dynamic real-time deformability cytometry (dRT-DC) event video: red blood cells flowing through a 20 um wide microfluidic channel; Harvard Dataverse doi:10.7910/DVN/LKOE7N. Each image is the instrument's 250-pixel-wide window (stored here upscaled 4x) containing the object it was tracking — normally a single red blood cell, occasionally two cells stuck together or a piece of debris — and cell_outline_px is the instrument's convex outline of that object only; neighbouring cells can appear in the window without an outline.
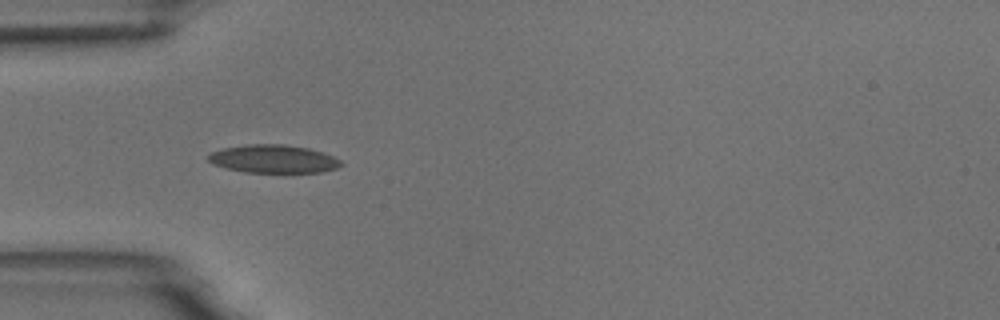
{"species": "common noctule bat (a hibernating species)", "species_latin": "Nyctalus noctula", "temperature_condition": "room temperature", "stored_images_in_passage": 11, "camera_frame_rate_fps": 3000, "um_per_image_px": 0.085, "animal": {"sex": "male", "body_mass_g": 18.8}, "frame": {"image": 1, "passage_image": 1, "time_ms": 0.0, "image_size_px": [1000, 320], "cell_outline_px": [[344, 164], [336, 168], [320, 172], [244, 172], [212, 164], [208, 160], [208, 156], [212, 152], [224, 148], [248, 144], [284, 144], [308, 148], [324, 152], [340, 160]], "centroid_in_image_um": [23.26, 13.5], "position_along_channel_um": 61.7, "area_um2": 21.62}}
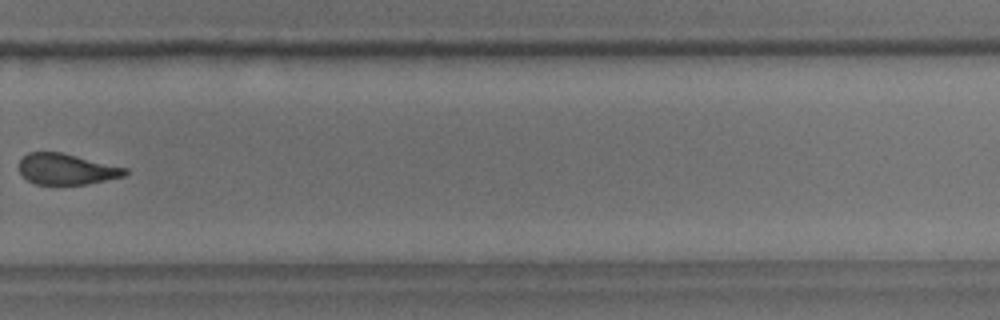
{"frame": {"image": 2, "passage_image": 7, "time_ms": 7.0, "image_size_px": [1000, 320], "cell_outline_px": [[128, 172], [124, 176], [84, 184], [36, 184], [28, 180], [20, 172], [20, 160], [28, 152], [60, 152], [128, 168]], "centroid_in_image_um": [5.66, 14.37], "position_along_channel_um": 324.1, "area_um2": 18.79}, "authors_computed_cell_mechanics": {"area_um2": 19.9988, "velocity_mm_per_s": 3.7751, "shape_relaxation_time_tau1_ms": null, "shape_relaxation_time_tau2_ms": 5.209, "deformation_change_tau1": null, "deformation_change_tau2": 0.1014}}